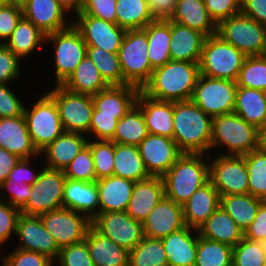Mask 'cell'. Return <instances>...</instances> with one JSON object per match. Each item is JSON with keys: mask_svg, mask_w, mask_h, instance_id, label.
<instances>
[{"mask_svg": "<svg viewBox=\"0 0 266 266\" xmlns=\"http://www.w3.org/2000/svg\"><path fill=\"white\" fill-rule=\"evenodd\" d=\"M141 109L135 104L119 121L116 126L112 142L135 145L148 135Z\"/></svg>", "mask_w": 266, "mask_h": 266, "instance_id": "cell-40", "label": "cell"}, {"mask_svg": "<svg viewBox=\"0 0 266 266\" xmlns=\"http://www.w3.org/2000/svg\"><path fill=\"white\" fill-rule=\"evenodd\" d=\"M262 199L248 194L220 196V205L236 224L245 230L254 221Z\"/></svg>", "mask_w": 266, "mask_h": 266, "instance_id": "cell-39", "label": "cell"}, {"mask_svg": "<svg viewBox=\"0 0 266 266\" xmlns=\"http://www.w3.org/2000/svg\"><path fill=\"white\" fill-rule=\"evenodd\" d=\"M45 36L32 22L22 16L11 37L4 44L23 60L33 54V51H37V48L41 50L45 44Z\"/></svg>", "mask_w": 266, "mask_h": 266, "instance_id": "cell-37", "label": "cell"}, {"mask_svg": "<svg viewBox=\"0 0 266 266\" xmlns=\"http://www.w3.org/2000/svg\"><path fill=\"white\" fill-rule=\"evenodd\" d=\"M118 58L124 80L142 89L154 70L148 58V39L143 29L126 31Z\"/></svg>", "mask_w": 266, "mask_h": 266, "instance_id": "cell-6", "label": "cell"}, {"mask_svg": "<svg viewBox=\"0 0 266 266\" xmlns=\"http://www.w3.org/2000/svg\"><path fill=\"white\" fill-rule=\"evenodd\" d=\"M199 236L234 247L244 238L243 230L221 206L200 226Z\"/></svg>", "mask_w": 266, "mask_h": 266, "instance_id": "cell-32", "label": "cell"}, {"mask_svg": "<svg viewBox=\"0 0 266 266\" xmlns=\"http://www.w3.org/2000/svg\"><path fill=\"white\" fill-rule=\"evenodd\" d=\"M246 57L217 34L208 36L205 38L199 62L200 74L236 82Z\"/></svg>", "mask_w": 266, "mask_h": 266, "instance_id": "cell-5", "label": "cell"}, {"mask_svg": "<svg viewBox=\"0 0 266 266\" xmlns=\"http://www.w3.org/2000/svg\"><path fill=\"white\" fill-rule=\"evenodd\" d=\"M3 191H8V193L6 192L5 194V192ZM30 194V184L12 182V179L4 180V182L0 186V200L9 203L11 206L19 210L26 204Z\"/></svg>", "mask_w": 266, "mask_h": 266, "instance_id": "cell-52", "label": "cell"}, {"mask_svg": "<svg viewBox=\"0 0 266 266\" xmlns=\"http://www.w3.org/2000/svg\"><path fill=\"white\" fill-rule=\"evenodd\" d=\"M219 205V193L208 181L182 205L185 225L198 230Z\"/></svg>", "mask_w": 266, "mask_h": 266, "instance_id": "cell-28", "label": "cell"}, {"mask_svg": "<svg viewBox=\"0 0 266 266\" xmlns=\"http://www.w3.org/2000/svg\"><path fill=\"white\" fill-rule=\"evenodd\" d=\"M206 156L209 154H183L162 176L165 197L183 205L206 184L209 181V157Z\"/></svg>", "mask_w": 266, "mask_h": 266, "instance_id": "cell-3", "label": "cell"}, {"mask_svg": "<svg viewBox=\"0 0 266 266\" xmlns=\"http://www.w3.org/2000/svg\"><path fill=\"white\" fill-rule=\"evenodd\" d=\"M0 148L17 155L20 159L40 156L28 133L24 114L0 118Z\"/></svg>", "mask_w": 266, "mask_h": 266, "instance_id": "cell-21", "label": "cell"}, {"mask_svg": "<svg viewBox=\"0 0 266 266\" xmlns=\"http://www.w3.org/2000/svg\"><path fill=\"white\" fill-rule=\"evenodd\" d=\"M9 253L0 258L3 266H53L54 264L47 256L34 251L13 248Z\"/></svg>", "mask_w": 266, "mask_h": 266, "instance_id": "cell-50", "label": "cell"}, {"mask_svg": "<svg viewBox=\"0 0 266 266\" xmlns=\"http://www.w3.org/2000/svg\"><path fill=\"white\" fill-rule=\"evenodd\" d=\"M16 236L19 238L16 248L38 252L54 263L57 260L60 248L54 237L45 229L40 216L20 214Z\"/></svg>", "mask_w": 266, "mask_h": 266, "instance_id": "cell-18", "label": "cell"}, {"mask_svg": "<svg viewBox=\"0 0 266 266\" xmlns=\"http://www.w3.org/2000/svg\"><path fill=\"white\" fill-rule=\"evenodd\" d=\"M77 14L90 15L116 24V0H85Z\"/></svg>", "mask_w": 266, "mask_h": 266, "instance_id": "cell-58", "label": "cell"}, {"mask_svg": "<svg viewBox=\"0 0 266 266\" xmlns=\"http://www.w3.org/2000/svg\"><path fill=\"white\" fill-rule=\"evenodd\" d=\"M240 13L266 26V0H241Z\"/></svg>", "mask_w": 266, "mask_h": 266, "instance_id": "cell-62", "label": "cell"}, {"mask_svg": "<svg viewBox=\"0 0 266 266\" xmlns=\"http://www.w3.org/2000/svg\"><path fill=\"white\" fill-rule=\"evenodd\" d=\"M9 85L0 84V118L16 117L24 114V103Z\"/></svg>", "mask_w": 266, "mask_h": 266, "instance_id": "cell-57", "label": "cell"}, {"mask_svg": "<svg viewBox=\"0 0 266 266\" xmlns=\"http://www.w3.org/2000/svg\"><path fill=\"white\" fill-rule=\"evenodd\" d=\"M84 241L95 266H128L129 251L98 233L92 226Z\"/></svg>", "mask_w": 266, "mask_h": 266, "instance_id": "cell-31", "label": "cell"}, {"mask_svg": "<svg viewBox=\"0 0 266 266\" xmlns=\"http://www.w3.org/2000/svg\"><path fill=\"white\" fill-rule=\"evenodd\" d=\"M233 247L198 237L194 266H232Z\"/></svg>", "mask_w": 266, "mask_h": 266, "instance_id": "cell-44", "label": "cell"}, {"mask_svg": "<svg viewBox=\"0 0 266 266\" xmlns=\"http://www.w3.org/2000/svg\"><path fill=\"white\" fill-rule=\"evenodd\" d=\"M211 127L212 117L192 100L173 102V140L183 154L207 155L211 151Z\"/></svg>", "mask_w": 266, "mask_h": 266, "instance_id": "cell-2", "label": "cell"}, {"mask_svg": "<svg viewBox=\"0 0 266 266\" xmlns=\"http://www.w3.org/2000/svg\"><path fill=\"white\" fill-rule=\"evenodd\" d=\"M63 207L83 214L92 221L99 214L96 181L66 179L63 190Z\"/></svg>", "mask_w": 266, "mask_h": 266, "instance_id": "cell-24", "label": "cell"}, {"mask_svg": "<svg viewBox=\"0 0 266 266\" xmlns=\"http://www.w3.org/2000/svg\"><path fill=\"white\" fill-rule=\"evenodd\" d=\"M20 59L5 45L0 44V84H10L20 80Z\"/></svg>", "mask_w": 266, "mask_h": 266, "instance_id": "cell-53", "label": "cell"}, {"mask_svg": "<svg viewBox=\"0 0 266 266\" xmlns=\"http://www.w3.org/2000/svg\"><path fill=\"white\" fill-rule=\"evenodd\" d=\"M244 238L258 242L266 239V200L260 203L254 221L244 232Z\"/></svg>", "mask_w": 266, "mask_h": 266, "instance_id": "cell-61", "label": "cell"}, {"mask_svg": "<svg viewBox=\"0 0 266 266\" xmlns=\"http://www.w3.org/2000/svg\"><path fill=\"white\" fill-rule=\"evenodd\" d=\"M154 19L148 0H116V24L126 30L143 29Z\"/></svg>", "mask_w": 266, "mask_h": 266, "instance_id": "cell-41", "label": "cell"}, {"mask_svg": "<svg viewBox=\"0 0 266 266\" xmlns=\"http://www.w3.org/2000/svg\"><path fill=\"white\" fill-rule=\"evenodd\" d=\"M209 155V181L219 196L248 194V171L245 156Z\"/></svg>", "mask_w": 266, "mask_h": 266, "instance_id": "cell-13", "label": "cell"}, {"mask_svg": "<svg viewBox=\"0 0 266 266\" xmlns=\"http://www.w3.org/2000/svg\"><path fill=\"white\" fill-rule=\"evenodd\" d=\"M96 180L110 177L114 169V142L111 140H88Z\"/></svg>", "mask_w": 266, "mask_h": 266, "instance_id": "cell-47", "label": "cell"}, {"mask_svg": "<svg viewBox=\"0 0 266 266\" xmlns=\"http://www.w3.org/2000/svg\"><path fill=\"white\" fill-rule=\"evenodd\" d=\"M128 266H169L161 239L144 236L129 251Z\"/></svg>", "mask_w": 266, "mask_h": 266, "instance_id": "cell-42", "label": "cell"}, {"mask_svg": "<svg viewBox=\"0 0 266 266\" xmlns=\"http://www.w3.org/2000/svg\"><path fill=\"white\" fill-rule=\"evenodd\" d=\"M62 86L74 93L94 95L109 85L100 75L96 65L86 55Z\"/></svg>", "mask_w": 266, "mask_h": 266, "instance_id": "cell-38", "label": "cell"}, {"mask_svg": "<svg viewBox=\"0 0 266 266\" xmlns=\"http://www.w3.org/2000/svg\"><path fill=\"white\" fill-rule=\"evenodd\" d=\"M36 182L31 185V194L20 209L21 214L39 216L63 207V190L66 181L64 170L42 166Z\"/></svg>", "mask_w": 266, "mask_h": 266, "instance_id": "cell-12", "label": "cell"}, {"mask_svg": "<svg viewBox=\"0 0 266 266\" xmlns=\"http://www.w3.org/2000/svg\"><path fill=\"white\" fill-rule=\"evenodd\" d=\"M54 43L55 86L63 85L86 56L87 45L72 24L68 28L45 36V43Z\"/></svg>", "mask_w": 266, "mask_h": 266, "instance_id": "cell-9", "label": "cell"}, {"mask_svg": "<svg viewBox=\"0 0 266 266\" xmlns=\"http://www.w3.org/2000/svg\"><path fill=\"white\" fill-rule=\"evenodd\" d=\"M233 112L259 129L266 120V92L237 86Z\"/></svg>", "mask_w": 266, "mask_h": 266, "instance_id": "cell-34", "label": "cell"}, {"mask_svg": "<svg viewBox=\"0 0 266 266\" xmlns=\"http://www.w3.org/2000/svg\"><path fill=\"white\" fill-rule=\"evenodd\" d=\"M245 156L248 171V193L266 200V150L257 148Z\"/></svg>", "mask_w": 266, "mask_h": 266, "instance_id": "cell-43", "label": "cell"}, {"mask_svg": "<svg viewBox=\"0 0 266 266\" xmlns=\"http://www.w3.org/2000/svg\"><path fill=\"white\" fill-rule=\"evenodd\" d=\"M113 175L132 180H145L151 175L148 173L138 148L135 145H124L114 142V169Z\"/></svg>", "mask_w": 266, "mask_h": 266, "instance_id": "cell-36", "label": "cell"}, {"mask_svg": "<svg viewBox=\"0 0 266 266\" xmlns=\"http://www.w3.org/2000/svg\"><path fill=\"white\" fill-rule=\"evenodd\" d=\"M259 133V148L266 150V120L265 123L258 129Z\"/></svg>", "mask_w": 266, "mask_h": 266, "instance_id": "cell-66", "label": "cell"}, {"mask_svg": "<svg viewBox=\"0 0 266 266\" xmlns=\"http://www.w3.org/2000/svg\"><path fill=\"white\" fill-rule=\"evenodd\" d=\"M31 108L24 107L28 133L40 152L63 132V126L54 99L45 91Z\"/></svg>", "mask_w": 266, "mask_h": 266, "instance_id": "cell-8", "label": "cell"}, {"mask_svg": "<svg viewBox=\"0 0 266 266\" xmlns=\"http://www.w3.org/2000/svg\"><path fill=\"white\" fill-rule=\"evenodd\" d=\"M207 12L216 24L240 13L241 0H203Z\"/></svg>", "mask_w": 266, "mask_h": 266, "instance_id": "cell-59", "label": "cell"}, {"mask_svg": "<svg viewBox=\"0 0 266 266\" xmlns=\"http://www.w3.org/2000/svg\"><path fill=\"white\" fill-rule=\"evenodd\" d=\"M164 196V182L160 176L135 182L125 212L132 219L143 222Z\"/></svg>", "mask_w": 266, "mask_h": 266, "instance_id": "cell-23", "label": "cell"}, {"mask_svg": "<svg viewBox=\"0 0 266 266\" xmlns=\"http://www.w3.org/2000/svg\"><path fill=\"white\" fill-rule=\"evenodd\" d=\"M74 16L75 19L72 24L80 32L87 46L118 53L127 31L126 29L115 23L90 15L76 14Z\"/></svg>", "mask_w": 266, "mask_h": 266, "instance_id": "cell-16", "label": "cell"}, {"mask_svg": "<svg viewBox=\"0 0 266 266\" xmlns=\"http://www.w3.org/2000/svg\"><path fill=\"white\" fill-rule=\"evenodd\" d=\"M199 75V63L170 60L153 70L141 91L159 101L191 100Z\"/></svg>", "mask_w": 266, "mask_h": 266, "instance_id": "cell-1", "label": "cell"}, {"mask_svg": "<svg viewBox=\"0 0 266 266\" xmlns=\"http://www.w3.org/2000/svg\"><path fill=\"white\" fill-rule=\"evenodd\" d=\"M264 260L262 242L243 238L233 247L232 266H263Z\"/></svg>", "mask_w": 266, "mask_h": 266, "instance_id": "cell-48", "label": "cell"}, {"mask_svg": "<svg viewBox=\"0 0 266 266\" xmlns=\"http://www.w3.org/2000/svg\"><path fill=\"white\" fill-rule=\"evenodd\" d=\"M87 137L90 136L64 131L52 143L40 151L41 156L45 155L46 162L44 165L46 166L44 167L64 170L88 144L90 138Z\"/></svg>", "mask_w": 266, "mask_h": 266, "instance_id": "cell-25", "label": "cell"}, {"mask_svg": "<svg viewBox=\"0 0 266 266\" xmlns=\"http://www.w3.org/2000/svg\"><path fill=\"white\" fill-rule=\"evenodd\" d=\"M64 173L67 179L85 182L96 181L93 158L88 145L64 169Z\"/></svg>", "mask_w": 266, "mask_h": 266, "instance_id": "cell-49", "label": "cell"}, {"mask_svg": "<svg viewBox=\"0 0 266 266\" xmlns=\"http://www.w3.org/2000/svg\"><path fill=\"white\" fill-rule=\"evenodd\" d=\"M22 15L32 22L45 35L64 30L68 24L67 10L56 0H24L21 3ZM67 13V14H66Z\"/></svg>", "mask_w": 266, "mask_h": 266, "instance_id": "cell-20", "label": "cell"}, {"mask_svg": "<svg viewBox=\"0 0 266 266\" xmlns=\"http://www.w3.org/2000/svg\"><path fill=\"white\" fill-rule=\"evenodd\" d=\"M32 159L34 158L20 159L10 171L7 179H12V182L27 183L30 185L36 182L42 169L39 171H36L35 167L32 169V166L30 165L32 164Z\"/></svg>", "mask_w": 266, "mask_h": 266, "instance_id": "cell-60", "label": "cell"}, {"mask_svg": "<svg viewBox=\"0 0 266 266\" xmlns=\"http://www.w3.org/2000/svg\"><path fill=\"white\" fill-rule=\"evenodd\" d=\"M148 39V58L153 69L171 60V21L154 20L143 28Z\"/></svg>", "mask_w": 266, "mask_h": 266, "instance_id": "cell-35", "label": "cell"}, {"mask_svg": "<svg viewBox=\"0 0 266 266\" xmlns=\"http://www.w3.org/2000/svg\"><path fill=\"white\" fill-rule=\"evenodd\" d=\"M56 262L60 266H95L85 241L60 248Z\"/></svg>", "mask_w": 266, "mask_h": 266, "instance_id": "cell-51", "label": "cell"}, {"mask_svg": "<svg viewBox=\"0 0 266 266\" xmlns=\"http://www.w3.org/2000/svg\"><path fill=\"white\" fill-rule=\"evenodd\" d=\"M118 121L115 116L98 115V110L94 107L88 135L93 136L94 140H111Z\"/></svg>", "mask_w": 266, "mask_h": 266, "instance_id": "cell-55", "label": "cell"}, {"mask_svg": "<svg viewBox=\"0 0 266 266\" xmlns=\"http://www.w3.org/2000/svg\"><path fill=\"white\" fill-rule=\"evenodd\" d=\"M235 81L199 75L191 100L211 117L232 113L235 107Z\"/></svg>", "mask_w": 266, "mask_h": 266, "instance_id": "cell-11", "label": "cell"}, {"mask_svg": "<svg viewBox=\"0 0 266 266\" xmlns=\"http://www.w3.org/2000/svg\"><path fill=\"white\" fill-rule=\"evenodd\" d=\"M39 216L59 248L84 241L91 227V220L87 216L64 207Z\"/></svg>", "mask_w": 266, "mask_h": 266, "instance_id": "cell-14", "label": "cell"}, {"mask_svg": "<svg viewBox=\"0 0 266 266\" xmlns=\"http://www.w3.org/2000/svg\"><path fill=\"white\" fill-rule=\"evenodd\" d=\"M10 1L9 0H0V6L8 4Z\"/></svg>", "mask_w": 266, "mask_h": 266, "instance_id": "cell-68", "label": "cell"}, {"mask_svg": "<svg viewBox=\"0 0 266 266\" xmlns=\"http://www.w3.org/2000/svg\"><path fill=\"white\" fill-rule=\"evenodd\" d=\"M185 226L182 205L165 196L142 222L143 235L152 239H162Z\"/></svg>", "mask_w": 266, "mask_h": 266, "instance_id": "cell-19", "label": "cell"}, {"mask_svg": "<svg viewBox=\"0 0 266 266\" xmlns=\"http://www.w3.org/2000/svg\"><path fill=\"white\" fill-rule=\"evenodd\" d=\"M91 226L117 245L131 251L144 237L142 222L132 219L126 212L99 213Z\"/></svg>", "mask_w": 266, "mask_h": 266, "instance_id": "cell-15", "label": "cell"}, {"mask_svg": "<svg viewBox=\"0 0 266 266\" xmlns=\"http://www.w3.org/2000/svg\"><path fill=\"white\" fill-rule=\"evenodd\" d=\"M22 16L21 3L9 2L0 6V43L4 44L11 37Z\"/></svg>", "mask_w": 266, "mask_h": 266, "instance_id": "cell-54", "label": "cell"}, {"mask_svg": "<svg viewBox=\"0 0 266 266\" xmlns=\"http://www.w3.org/2000/svg\"><path fill=\"white\" fill-rule=\"evenodd\" d=\"M10 2L22 3L24 0H9Z\"/></svg>", "mask_w": 266, "mask_h": 266, "instance_id": "cell-69", "label": "cell"}, {"mask_svg": "<svg viewBox=\"0 0 266 266\" xmlns=\"http://www.w3.org/2000/svg\"><path fill=\"white\" fill-rule=\"evenodd\" d=\"M99 198V213L125 212L135 182L112 175L96 180Z\"/></svg>", "mask_w": 266, "mask_h": 266, "instance_id": "cell-29", "label": "cell"}, {"mask_svg": "<svg viewBox=\"0 0 266 266\" xmlns=\"http://www.w3.org/2000/svg\"><path fill=\"white\" fill-rule=\"evenodd\" d=\"M199 233L185 226L162 238L169 266H194Z\"/></svg>", "mask_w": 266, "mask_h": 266, "instance_id": "cell-26", "label": "cell"}, {"mask_svg": "<svg viewBox=\"0 0 266 266\" xmlns=\"http://www.w3.org/2000/svg\"><path fill=\"white\" fill-rule=\"evenodd\" d=\"M170 21L203 33L206 37L216 34L217 24L211 18L203 0H178Z\"/></svg>", "mask_w": 266, "mask_h": 266, "instance_id": "cell-33", "label": "cell"}, {"mask_svg": "<svg viewBox=\"0 0 266 266\" xmlns=\"http://www.w3.org/2000/svg\"><path fill=\"white\" fill-rule=\"evenodd\" d=\"M86 55L92 60L105 82L111 85H128L124 80L118 53H111L102 48L87 46Z\"/></svg>", "mask_w": 266, "mask_h": 266, "instance_id": "cell-45", "label": "cell"}, {"mask_svg": "<svg viewBox=\"0 0 266 266\" xmlns=\"http://www.w3.org/2000/svg\"><path fill=\"white\" fill-rule=\"evenodd\" d=\"M55 101L64 131L87 136L94 108L92 95L74 93L62 85L47 92Z\"/></svg>", "mask_w": 266, "mask_h": 266, "instance_id": "cell-10", "label": "cell"}, {"mask_svg": "<svg viewBox=\"0 0 266 266\" xmlns=\"http://www.w3.org/2000/svg\"><path fill=\"white\" fill-rule=\"evenodd\" d=\"M151 176L162 177L183 155L172 138L148 134L137 146Z\"/></svg>", "mask_w": 266, "mask_h": 266, "instance_id": "cell-17", "label": "cell"}, {"mask_svg": "<svg viewBox=\"0 0 266 266\" xmlns=\"http://www.w3.org/2000/svg\"><path fill=\"white\" fill-rule=\"evenodd\" d=\"M21 212L9 203L0 200V249L16 235L17 221ZM12 235V236H11Z\"/></svg>", "mask_w": 266, "mask_h": 266, "instance_id": "cell-56", "label": "cell"}, {"mask_svg": "<svg viewBox=\"0 0 266 266\" xmlns=\"http://www.w3.org/2000/svg\"><path fill=\"white\" fill-rule=\"evenodd\" d=\"M205 38L200 31L171 21V60L199 63Z\"/></svg>", "mask_w": 266, "mask_h": 266, "instance_id": "cell-30", "label": "cell"}, {"mask_svg": "<svg viewBox=\"0 0 266 266\" xmlns=\"http://www.w3.org/2000/svg\"><path fill=\"white\" fill-rule=\"evenodd\" d=\"M224 147L227 150L219 154L247 155L252 150L259 148L258 129L235 112L212 117L211 150Z\"/></svg>", "mask_w": 266, "mask_h": 266, "instance_id": "cell-4", "label": "cell"}, {"mask_svg": "<svg viewBox=\"0 0 266 266\" xmlns=\"http://www.w3.org/2000/svg\"><path fill=\"white\" fill-rule=\"evenodd\" d=\"M68 13L75 12L77 14L81 11L85 0H56Z\"/></svg>", "mask_w": 266, "mask_h": 266, "instance_id": "cell-65", "label": "cell"}, {"mask_svg": "<svg viewBox=\"0 0 266 266\" xmlns=\"http://www.w3.org/2000/svg\"><path fill=\"white\" fill-rule=\"evenodd\" d=\"M140 88L133 85H111L92 95L98 115L115 116L120 120L135 104Z\"/></svg>", "mask_w": 266, "mask_h": 266, "instance_id": "cell-22", "label": "cell"}, {"mask_svg": "<svg viewBox=\"0 0 266 266\" xmlns=\"http://www.w3.org/2000/svg\"><path fill=\"white\" fill-rule=\"evenodd\" d=\"M136 105L141 109L149 134L173 139V102L159 101L145 95L141 90Z\"/></svg>", "mask_w": 266, "mask_h": 266, "instance_id": "cell-27", "label": "cell"}, {"mask_svg": "<svg viewBox=\"0 0 266 266\" xmlns=\"http://www.w3.org/2000/svg\"><path fill=\"white\" fill-rule=\"evenodd\" d=\"M236 84L240 87L266 92V54L246 57Z\"/></svg>", "mask_w": 266, "mask_h": 266, "instance_id": "cell-46", "label": "cell"}, {"mask_svg": "<svg viewBox=\"0 0 266 266\" xmlns=\"http://www.w3.org/2000/svg\"><path fill=\"white\" fill-rule=\"evenodd\" d=\"M216 34L247 57L266 54V26L241 13L220 21Z\"/></svg>", "mask_w": 266, "mask_h": 266, "instance_id": "cell-7", "label": "cell"}, {"mask_svg": "<svg viewBox=\"0 0 266 266\" xmlns=\"http://www.w3.org/2000/svg\"><path fill=\"white\" fill-rule=\"evenodd\" d=\"M262 245L265 248V260L263 262V266H266V239L262 241Z\"/></svg>", "mask_w": 266, "mask_h": 266, "instance_id": "cell-67", "label": "cell"}, {"mask_svg": "<svg viewBox=\"0 0 266 266\" xmlns=\"http://www.w3.org/2000/svg\"><path fill=\"white\" fill-rule=\"evenodd\" d=\"M19 160L20 158L17 155L0 148V186Z\"/></svg>", "mask_w": 266, "mask_h": 266, "instance_id": "cell-64", "label": "cell"}, {"mask_svg": "<svg viewBox=\"0 0 266 266\" xmlns=\"http://www.w3.org/2000/svg\"><path fill=\"white\" fill-rule=\"evenodd\" d=\"M178 0H148L149 13L154 20H170Z\"/></svg>", "mask_w": 266, "mask_h": 266, "instance_id": "cell-63", "label": "cell"}]
</instances>
